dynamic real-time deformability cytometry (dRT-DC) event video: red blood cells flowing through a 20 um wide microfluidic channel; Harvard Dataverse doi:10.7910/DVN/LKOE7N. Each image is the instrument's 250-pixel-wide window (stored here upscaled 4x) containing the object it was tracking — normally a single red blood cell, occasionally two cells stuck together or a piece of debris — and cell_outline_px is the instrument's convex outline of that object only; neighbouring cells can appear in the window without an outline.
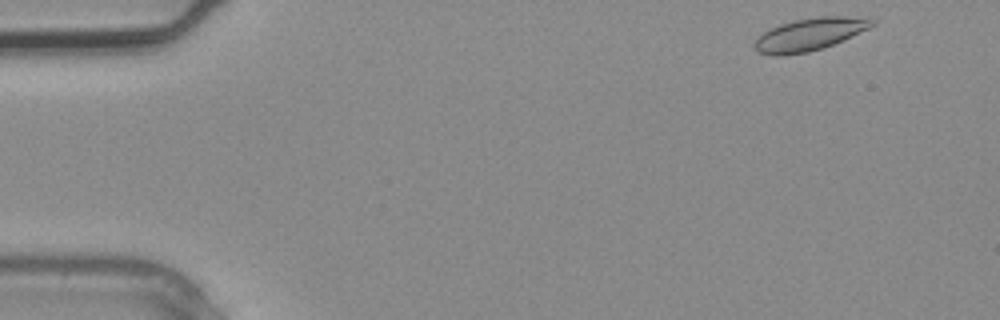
{"species": "common noctule bat (a hibernating species)", "species_latin": "Nyctalus noctula", "temperature_condition": "warm", "stored_images_in_passage": 3, "camera_frame_rate_fps": 3000, "um_per_image_px": 0.085, "animal": {"sex": "male", "body_mass_g": 20.4}, "frame": {"image": 1, "passage_image": 1, "time_ms": 0.0, "image_size_px": [1000, 320], "cell_outline_px": [[876, 24], [868, 28], [824, 48], [808, 52], [780, 56], [776, 56], [756, 52], [752, 44], [764, 32], [780, 24], [796, 20], [820, 16], [844, 16], [876, 20]], "centroid_in_image_um": [68.77, 2.94], "position_along_channel_um": 16.2, "area_um2": 21.96}}
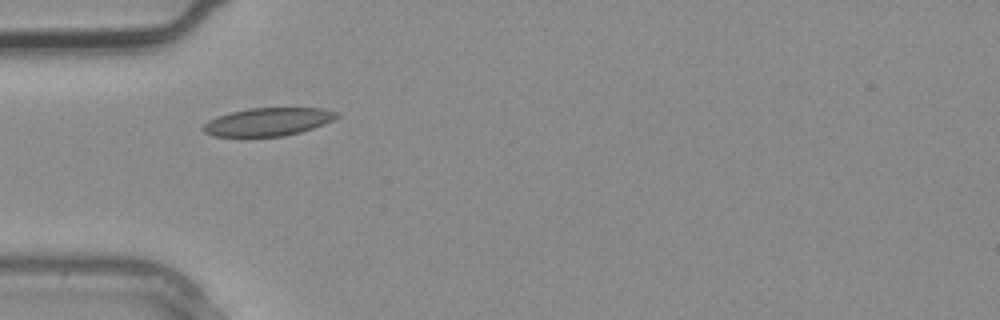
{"frame": {"image": 2, "passage_image": 3, "time_ms": 0.667, "image_size_px": [1000, 320], "cell_outline_px": [[340, 116], [324, 124], [300, 132], [284, 136], [212, 136], [204, 132], [200, 128], [208, 120], [216, 116], [248, 108], [324, 108], [340, 112]], "centroid_in_image_um": [22.78, 10.34], "position_along_channel_um": 62.2, "area_um2": 21.91}}